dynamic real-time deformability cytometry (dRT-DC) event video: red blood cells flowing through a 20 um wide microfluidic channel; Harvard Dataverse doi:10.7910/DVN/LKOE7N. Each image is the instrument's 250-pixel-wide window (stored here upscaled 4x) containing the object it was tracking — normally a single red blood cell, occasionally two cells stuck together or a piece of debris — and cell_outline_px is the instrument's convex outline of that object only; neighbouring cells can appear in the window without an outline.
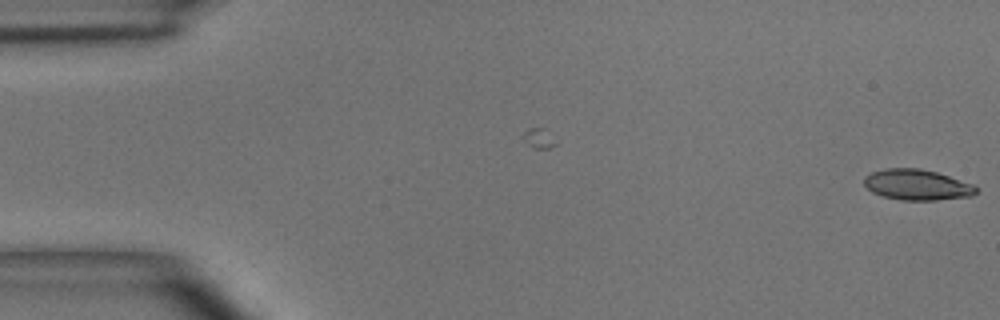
{"species": "common noctule bat (a hibernating species)", "species_latin": "Nyctalus noctula", "temperature_condition": "room temperature", "stored_images_in_passage": 5, "camera_frame_rate_fps": 3000, "um_per_image_px": 0.085, "animal": {"sex": "male", "body_mass_g": 15.6}, "frame": {"image": 1, "passage_image": 5, "time_ms": 1.333, "image_size_px": [1000, 320], "cell_outline_px": [[980, 188], [972, 196], [936, 200], [900, 200], [884, 196], [872, 192], [864, 184], [864, 176], [872, 172], [888, 168], [920, 168], [936, 172], [972, 184]], "centroid_in_image_um": [77.95, 15.71], "position_along_channel_um": 7.0, "area_um2": 19.94}}